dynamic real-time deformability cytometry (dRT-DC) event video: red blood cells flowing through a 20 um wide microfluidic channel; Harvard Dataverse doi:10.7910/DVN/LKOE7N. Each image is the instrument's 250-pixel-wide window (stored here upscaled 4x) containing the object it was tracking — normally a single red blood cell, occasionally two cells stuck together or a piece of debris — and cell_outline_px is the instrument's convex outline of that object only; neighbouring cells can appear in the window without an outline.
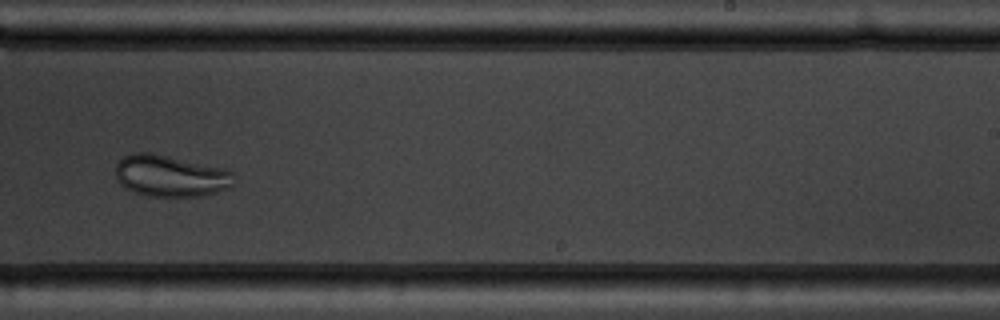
{"species": "common noctule bat (a hibernating species)", "species_latin": "Nyctalus noctula", "temperature_condition": "warm", "stored_images_in_passage": 10, "camera_frame_rate_fps": 3000, "um_per_image_px": 0.085, "animal": {"sex": "male", "body_mass_g": 19.5, "forearm_length_mm": 54.6}, "frame": {"image": 1, "passage_image": 9, "time_ms": 9.333, "image_size_px": [1000, 320], "cell_outline_px": [[232, 184], [228, 188], [204, 196], [148, 196], [124, 188], [120, 184], [116, 176], [116, 164], [124, 156], [132, 152], [152, 152], [228, 168], [232, 172]], "centroid_in_image_um": [14.49, 14.93], "position_along_channel_um": 274.5, "area_um2": 28.96}}